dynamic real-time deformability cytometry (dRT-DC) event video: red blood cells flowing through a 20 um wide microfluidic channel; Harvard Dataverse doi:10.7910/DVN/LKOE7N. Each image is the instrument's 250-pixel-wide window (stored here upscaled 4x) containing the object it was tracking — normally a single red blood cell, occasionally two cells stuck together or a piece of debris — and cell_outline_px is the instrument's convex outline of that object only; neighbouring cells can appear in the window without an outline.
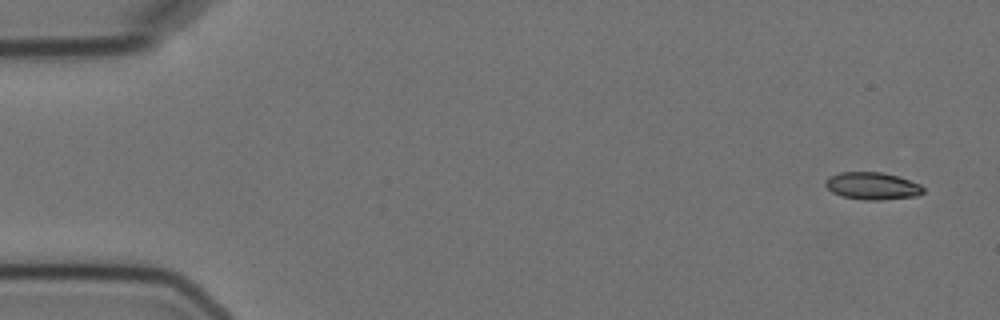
{"species": "Egyptian fruit bat (a non-hibernating species)", "species_latin": "Rousettus aegyptiacus", "temperature_condition": "cold", "stored_images_in_passage": 5, "camera_frame_rate_fps": 3000, "um_per_image_px": 0.085, "animal": {"sex": "female"}, "frame": {"image": 1, "passage_image": 1, "time_ms": 0.0, "image_size_px": [1000, 320], "cell_outline_px": [[924, 192], [916, 196], [880, 200], [864, 200], [840, 196], [832, 192], [824, 184], [824, 180], [828, 176], [840, 172], [880, 172], [896, 176], [920, 184], [924, 188]], "centroid_in_image_um": [74.1, 15.81], "position_along_channel_um": 10.9, "area_um2": 15.61}}
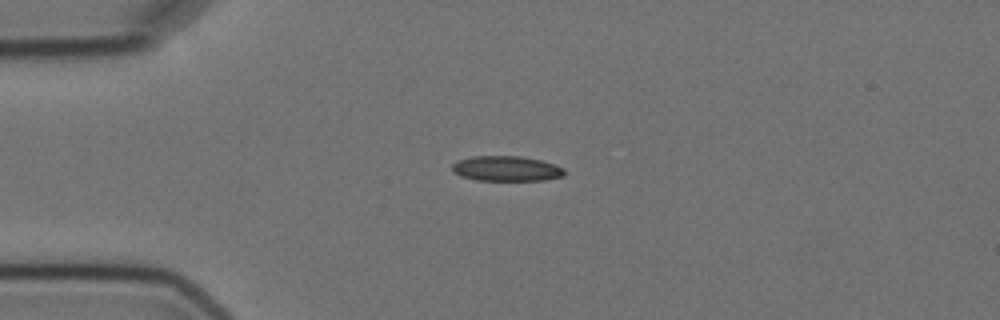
{"frame": {"image": 2, "passage_image": 4, "time_ms": 3.667, "image_size_px": [1000, 320], "cell_outline_px": [[564, 176], [544, 180], [476, 180], [460, 176], [452, 168], [452, 164], [460, 160], [472, 156], [520, 156], [540, 160], [564, 168]], "centroid_in_image_um": [43.05, 14.33], "position_along_channel_um": 42.0, "area_um2": 16.24}}